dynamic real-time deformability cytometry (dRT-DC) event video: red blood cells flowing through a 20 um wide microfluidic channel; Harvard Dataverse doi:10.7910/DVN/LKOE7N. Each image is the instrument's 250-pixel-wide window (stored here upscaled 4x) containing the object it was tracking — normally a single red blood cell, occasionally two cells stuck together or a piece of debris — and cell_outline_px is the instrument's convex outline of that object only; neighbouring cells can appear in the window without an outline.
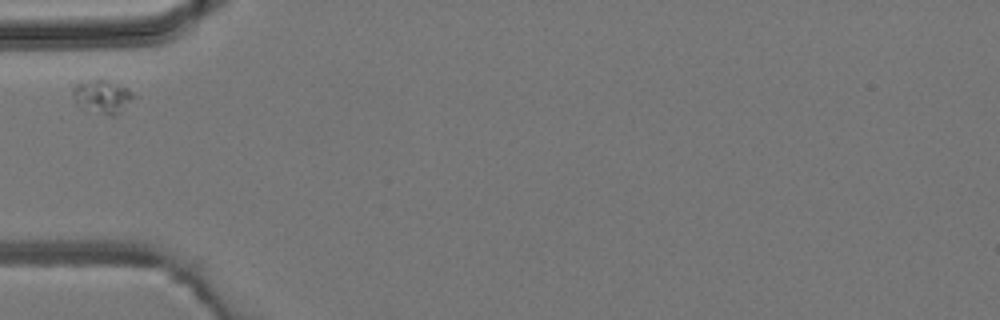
{"species": "common noctule bat (a hibernating species)", "species_latin": "Nyctalus noctula", "temperature_condition": "room temperature", "stored_images_in_passage": 1, "camera_frame_rate_fps": 3000, "um_per_image_px": 0.085, "animal": {"sex": "male", "body_mass_g": 19.2, "forearm_length_mm": 51.8}, "frame": {"image": 1, "passage_image": 1, "time_ms": 0.0, "image_size_px": [1000, 320], "cell_outline_px": [[140, 100], [116, 116], [112, 116], [84, 108], [76, 104], [72, 96], [72, 88], [76, 84], [96, 76], [100, 76], [128, 88], [140, 96]], "centroid_in_image_um": [8.83, 8.17], "position_along_channel_um": 76.2, "area_um2": 12.95}}